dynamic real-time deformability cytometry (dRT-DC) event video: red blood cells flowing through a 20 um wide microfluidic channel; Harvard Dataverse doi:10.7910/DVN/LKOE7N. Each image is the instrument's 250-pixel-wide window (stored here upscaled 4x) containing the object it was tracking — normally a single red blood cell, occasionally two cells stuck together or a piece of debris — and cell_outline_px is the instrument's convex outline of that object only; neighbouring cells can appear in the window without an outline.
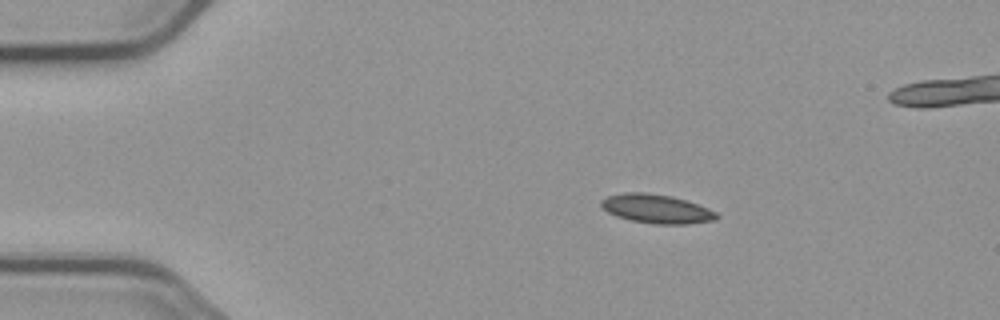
{"species": "common noctule bat (a hibernating species)", "species_latin": "Nyctalus noctula", "temperature_condition": "cold", "stored_images_in_passage": 4, "camera_frame_rate_fps": 3000, "um_per_image_px": 0.085, "animal": {"sex": "male", "body_mass_g": 23.1, "forearm_length_mm": 52.7}, "frame": {"image": 1, "passage_image": 1, "time_ms": 0.0, "image_size_px": [1000, 320], "cell_outline_px": [[720, 216], [716, 220], [688, 224], [656, 224], [632, 220], [616, 216], [608, 212], [600, 204], [600, 200], [608, 196], [624, 192], [644, 192], [672, 196], [708, 208], [716, 212]], "centroid_in_image_um": [55.81, 17.75], "position_along_channel_um": 29.2, "area_um2": 19.36}}